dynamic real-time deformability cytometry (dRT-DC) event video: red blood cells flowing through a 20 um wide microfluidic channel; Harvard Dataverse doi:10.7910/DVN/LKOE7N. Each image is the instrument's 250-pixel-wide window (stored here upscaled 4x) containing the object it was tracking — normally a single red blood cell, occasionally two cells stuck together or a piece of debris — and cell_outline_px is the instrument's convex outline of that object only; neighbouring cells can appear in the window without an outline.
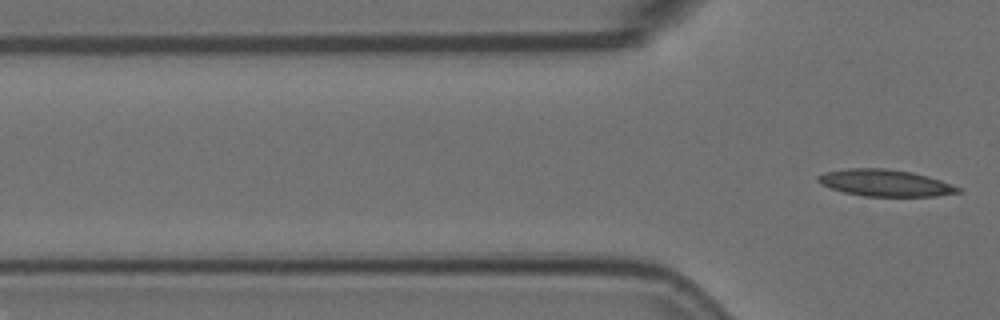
{"species": "Egyptian fruit bat (a non-hibernating species)", "species_latin": "Rousettus aegyptiacus", "temperature_condition": "room temperature", "stored_images_in_passage": 5, "segment_of_instrument_passage": [2, 2], "camera_frame_rate_fps": 3000, "um_per_image_px": 0.085, "animal": {"sex": "female"}, "frame": {"image": 1, "passage_image": 5, "time_ms": 1.333, "image_size_px": [1000, 320], "cell_outline_px": [[960, 192], [936, 196], [864, 196], [844, 192], [820, 184], [816, 180], [816, 176], [828, 172], [848, 168], [884, 168], [912, 172], [928, 176], [940, 180], [960, 188]], "centroid_in_image_um": [75.22, 15.54], "position_along_channel_um": 50.6, "area_um2": 21.62}}